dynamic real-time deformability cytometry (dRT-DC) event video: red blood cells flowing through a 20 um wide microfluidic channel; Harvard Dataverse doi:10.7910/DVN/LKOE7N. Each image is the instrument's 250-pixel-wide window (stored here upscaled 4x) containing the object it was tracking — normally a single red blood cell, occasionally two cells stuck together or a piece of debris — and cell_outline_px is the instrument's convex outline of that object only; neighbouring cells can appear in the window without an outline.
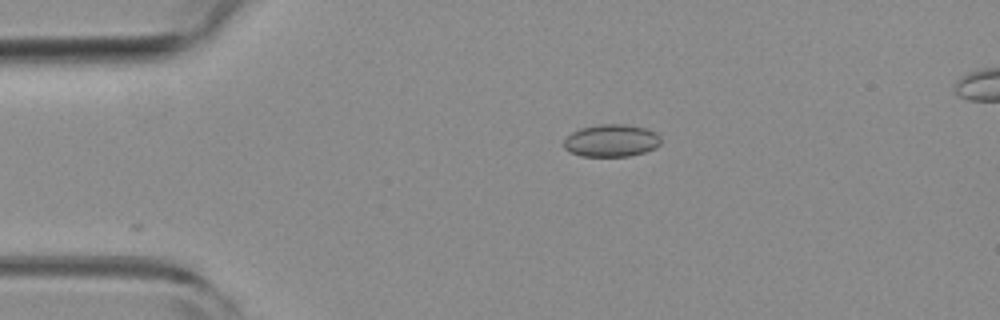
{"species": "common noctule bat (a hibernating species)", "species_latin": "Nyctalus noctula", "temperature_condition": "room temperature", "stored_images_in_passage": 2, "camera_frame_rate_fps": 3000, "um_per_image_px": 0.085, "animal": {"sex": "female", "body_mass_g": 19.3, "forearm_length_mm": 54.1}, "frame": {"image": 1, "passage_image": 2, "time_ms": 0.333, "image_size_px": [1000, 320], "cell_outline_px": [[660, 144], [656, 148], [644, 152], [628, 156], [580, 156], [564, 148], [564, 140], [572, 132], [580, 128], [600, 124], [624, 124], [644, 128], [656, 132], [660, 136]], "centroid_in_image_um": [51.97, 11.95], "position_along_channel_um": 33.0, "area_um2": 18.26}}